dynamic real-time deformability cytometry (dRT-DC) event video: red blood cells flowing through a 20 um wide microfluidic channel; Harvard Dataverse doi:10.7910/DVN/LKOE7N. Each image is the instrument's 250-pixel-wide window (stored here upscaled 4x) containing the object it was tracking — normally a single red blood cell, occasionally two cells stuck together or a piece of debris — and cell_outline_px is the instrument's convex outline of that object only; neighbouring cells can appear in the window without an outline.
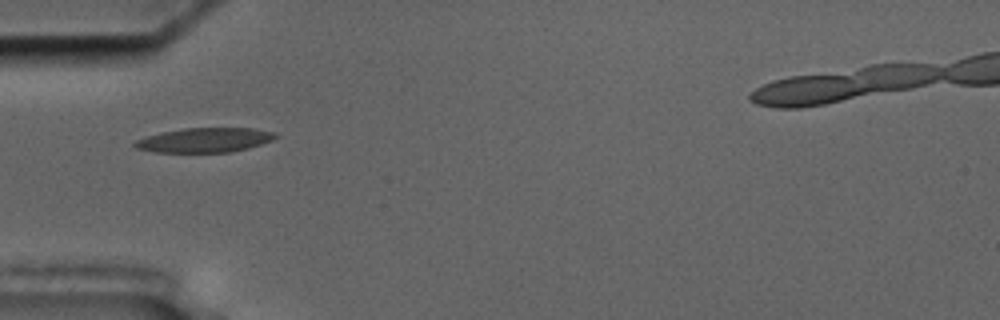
{"species": "common noctule bat (a hibernating species)", "species_latin": "Nyctalus noctula", "temperature_condition": "cold", "stored_images_in_passage": 34, "camera_frame_rate_fps": 3000, "um_per_image_px": 0.085, "animal": {"sex": "male", "body_mass_g": 17.5, "forearm_length_mm": 52.3}, "frame": {"image": 1, "passage_image": 1, "time_ms": 0.0, "image_size_px": [1000, 320], "cell_outline_px": [[276, 136], [272, 140], [248, 148], [232, 152], [156, 152], [136, 148], [132, 144], [136, 140], [160, 132], [184, 128], [252, 128], [276, 132]], "centroid_in_image_um": [17.39, 11.9], "position_along_channel_um": 67.6, "area_um2": 20.0}}
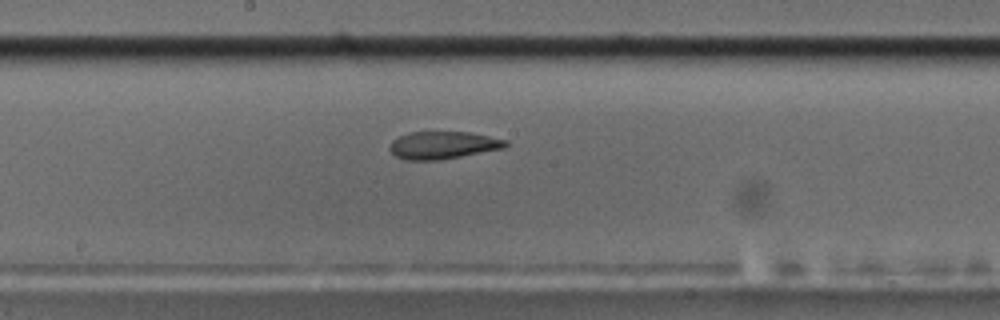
{"frame": {"image": 2, "passage_image": 13, "time_ms": 4.0, "image_size_px": [1000, 320], "cell_outline_px": [[508, 144], [504, 148], [440, 160], [404, 160], [396, 156], [388, 148], [392, 140], [408, 132], [468, 132], [508, 140]], "centroid_in_image_um": [37.63, 12.34], "position_along_channel_um": 210.6, "area_um2": 18.55}}
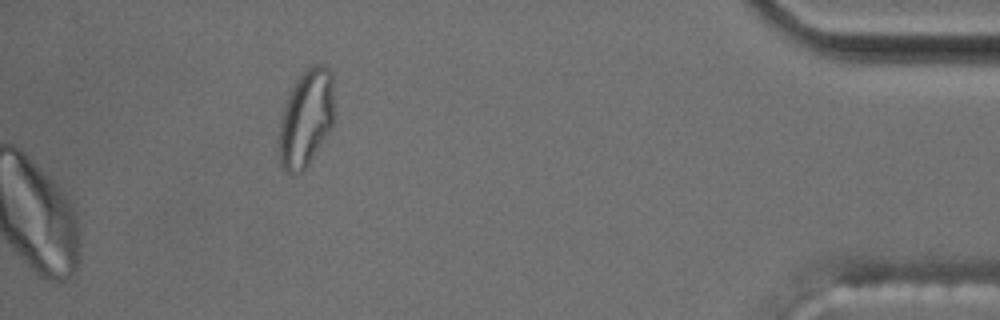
{"frame": {"image": 3, "passage_image": 34, "time_ms": 11.0, "image_size_px": [1000, 320], "cell_outline_px": [[336, 116], [328, 132], [308, 164], [300, 172], [288, 172], [280, 164], [276, 140], [280, 120], [284, 104], [296, 80], [312, 64], [324, 64], [332, 72]], "centroid_in_image_um": [26.02, 10.01], "position_along_channel_um": 409.2, "area_um2": 31.79}, "authors_computed_cell_mechanics": {"area_um2": 19.6231, "velocity_mm_per_s": 3.594, "shape_relaxation_time_tau1_ms": null, "shape_relaxation_time_tau2_ms": 2.4975, "deformation_change_tau1": null, "deformation_change_tau2": 0.0928}}